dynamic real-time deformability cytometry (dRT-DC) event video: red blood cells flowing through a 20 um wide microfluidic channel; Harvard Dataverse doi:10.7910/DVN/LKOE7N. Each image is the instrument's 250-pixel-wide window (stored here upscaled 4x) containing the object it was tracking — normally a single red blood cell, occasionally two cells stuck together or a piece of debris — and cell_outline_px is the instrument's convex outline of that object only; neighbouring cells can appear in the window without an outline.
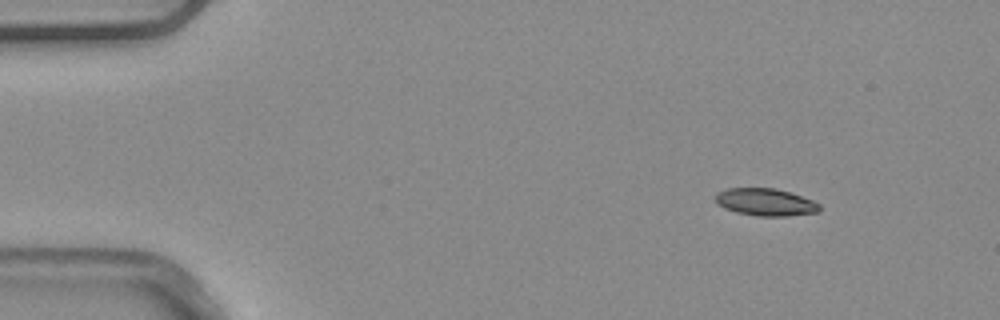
{"species": "common noctule bat (a hibernating species)", "species_latin": "Nyctalus noctula", "temperature_condition": "warm", "stored_images_in_passage": 3, "camera_frame_rate_fps": 3000, "um_per_image_px": 0.085, "animal": {"sex": "male", "body_mass_g": 20.4}, "frame": {"image": 1, "passage_image": 1, "time_ms": 0.0, "image_size_px": [1000, 320], "cell_outline_px": [[820, 212], [788, 216], [756, 216], [736, 212], [724, 208], [716, 204], [716, 192], [728, 188], [776, 188], [812, 200], [820, 204]], "centroid_in_image_um": [65.05, 17.19], "position_along_channel_um": 19.9, "area_um2": 16.65}}
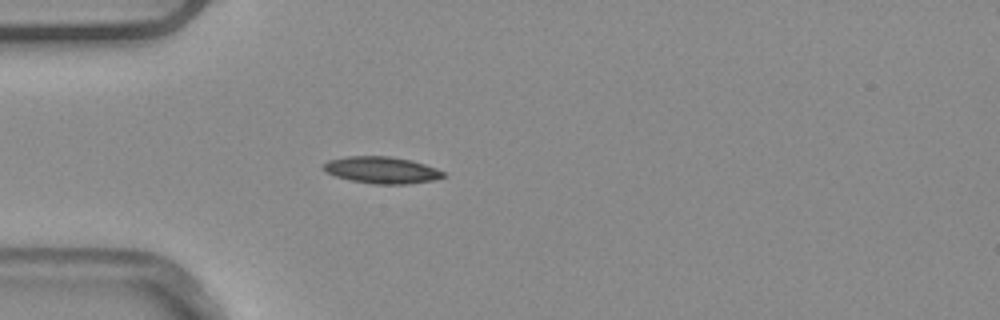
{"frame": {"image": 2, "passage_image": 3, "time_ms": 0.667, "image_size_px": [1000, 320], "cell_outline_px": [[448, 176], [432, 180], [408, 184], [376, 184], [352, 180], [336, 176], [324, 172], [320, 164], [328, 160], [348, 156], [388, 156], [412, 160], [436, 168], [444, 172]], "centroid_in_image_um": [32.42, 14.45], "position_along_channel_um": 52.6, "area_um2": 18.79}}